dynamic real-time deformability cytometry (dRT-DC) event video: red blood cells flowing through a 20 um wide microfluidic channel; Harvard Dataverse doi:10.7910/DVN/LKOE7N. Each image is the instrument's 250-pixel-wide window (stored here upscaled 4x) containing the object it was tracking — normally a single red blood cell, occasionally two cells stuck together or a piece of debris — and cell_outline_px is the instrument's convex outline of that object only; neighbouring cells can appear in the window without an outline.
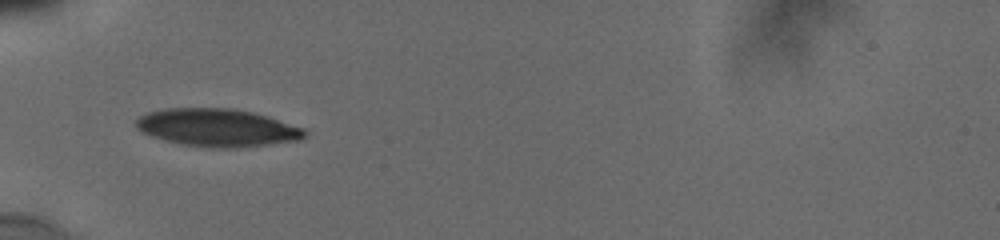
{"species": "human", "species_latin": "Homo sapiens", "temperature_condition": "cold", "stored_images_in_passage": 4, "camera_frame_rate_fps": 3000, "um_per_image_px": 0.085, "donor": {"sex": "male"}, "frame": {"image": 1, "passage_image": 1, "time_ms": 0.0, "image_size_px": [1000, 240], "cell_outline_px": [[308, 136], [300, 140], [236, 148], [208, 148], [184, 144], [164, 140], [140, 132], [136, 128], [136, 120], [140, 116], [148, 112], [164, 108], [232, 108], [252, 112], [268, 116], [304, 128], [308, 132]], "centroid_in_image_um": [18.48, 10.85], "position_along_channel_um": 66.5, "area_um2": 37.34}}
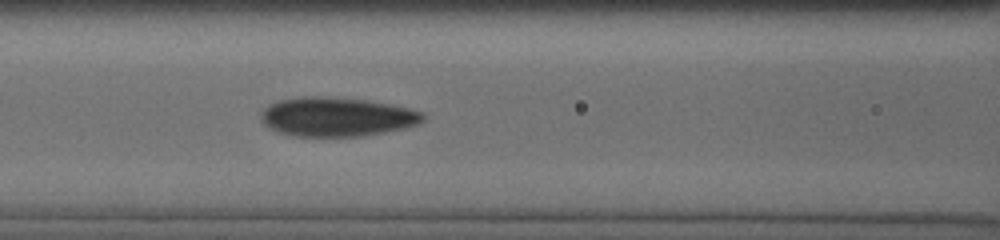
{"frame": {"image": 2, "passage_image": 4, "time_ms": 2.0, "image_size_px": [1000, 240], "cell_outline_px": [[424, 120], [420, 124], [404, 128], [384, 132], [360, 136], [292, 136], [276, 132], [268, 128], [260, 120], [260, 116], [264, 108], [268, 104], [280, 100], [304, 96], [316, 96], [364, 100], [388, 104], [408, 108], [424, 112]], "centroid_in_image_um": [28.59, 9.94], "position_along_channel_um": 138.0, "area_um2": 36.93}}